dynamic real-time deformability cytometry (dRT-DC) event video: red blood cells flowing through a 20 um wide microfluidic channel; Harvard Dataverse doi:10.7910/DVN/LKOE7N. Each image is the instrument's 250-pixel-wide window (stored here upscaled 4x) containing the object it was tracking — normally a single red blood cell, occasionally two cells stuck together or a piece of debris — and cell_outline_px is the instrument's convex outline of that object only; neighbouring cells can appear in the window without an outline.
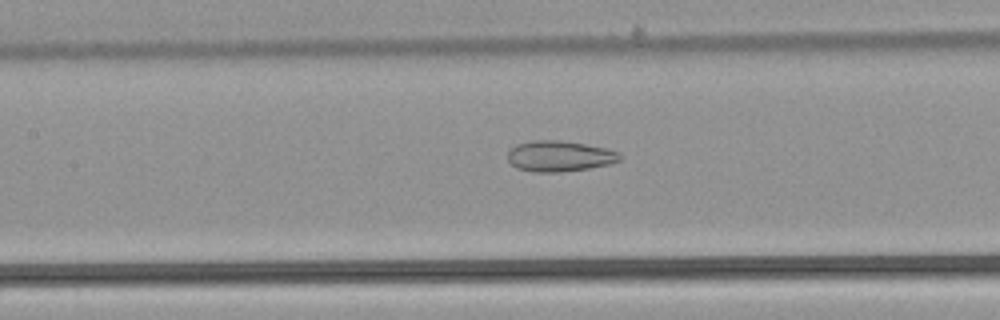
{"species": "common noctule bat (a hibernating species)", "species_latin": "Nyctalus noctula", "temperature_condition": "warm", "stored_images_in_passage": 47, "camera_frame_rate_fps": 3000, "um_per_image_px": 0.085, "animal": {"sex": "male", "body_mass_g": 21.5, "forearm_length_mm": 52.0}, "frame": {"image": 1, "passage_image": 25, "time_ms": 8.0, "image_size_px": [1000, 320], "cell_outline_px": [[620, 160], [612, 164], [588, 168], [556, 172], [536, 172], [516, 168], [508, 160], [508, 152], [516, 144], [532, 140], [560, 140], [608, 148], [620, 152]], "centroid_in_image_um": [47.57, 13.26], "position_along_channel_um": 159.8, "area_um2": 20.11}}
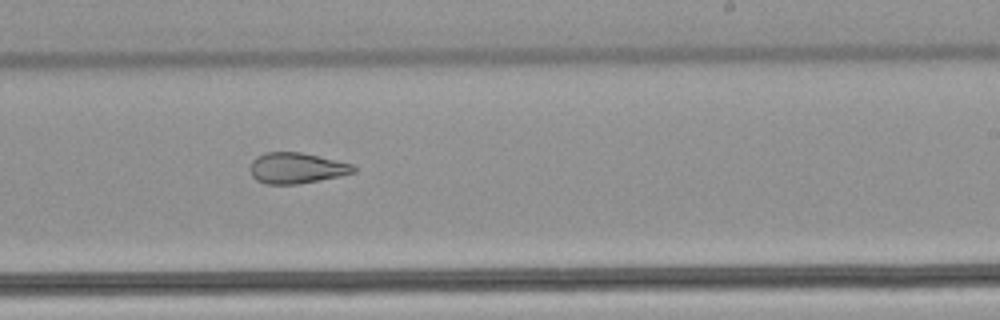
{"frame": {"image": 2, "passage_image": 33, "time_ms": 10.667, "image_size_px": [1000, 320], "cell_outline_px": [[356, 172], [340, 176], [296, 184], [268, 184], [256, 180], [252, 176], [252, 160], [256, 156], [264, 152], [300, 152], [352, 164], [356, 168]], "centroid_in_image_um": [25.2, 14.28], "position_along_channel_um": 263.8, "area_um2": 18.32}}
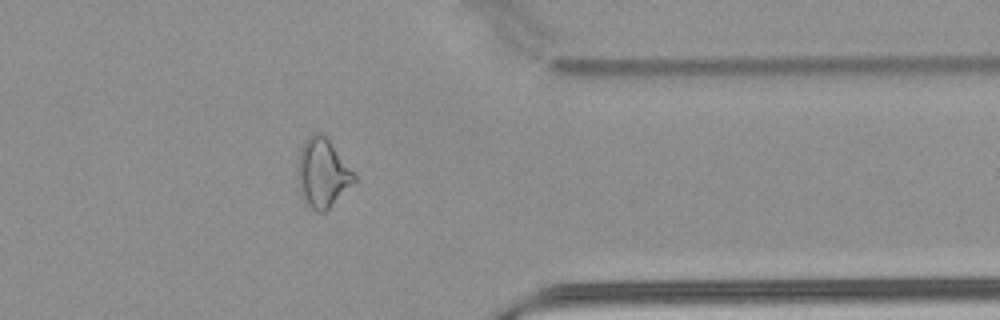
{"frame": {"image": 3, "passage_image": 43, "time_ms": 14.0, "image_size_px": [1000, 320], "cell_outline_px": [[356, 180], [324, 212], [316, 212], [304, 204], [300, 188], [300, 148], [304, 140], [312, 132], [324, 132], [356, 172]], "centroid_in_image_um": [27.46, 14.65], "position_along_channel_um": 383.9, "area_um2": 22.66}}